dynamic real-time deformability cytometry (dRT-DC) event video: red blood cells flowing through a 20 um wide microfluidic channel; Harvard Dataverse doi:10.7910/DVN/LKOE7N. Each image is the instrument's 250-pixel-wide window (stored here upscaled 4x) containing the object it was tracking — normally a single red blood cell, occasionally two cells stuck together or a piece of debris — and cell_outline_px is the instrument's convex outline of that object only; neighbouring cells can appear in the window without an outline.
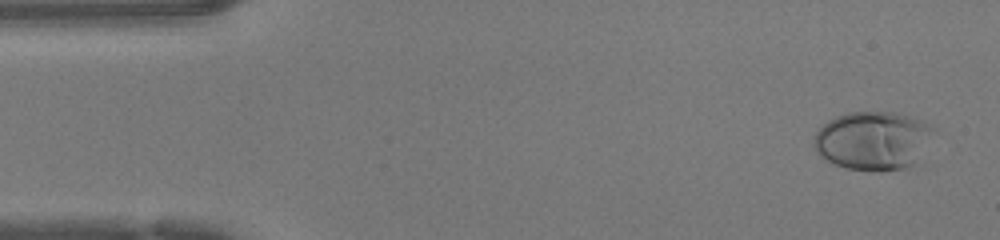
{"species": "human", "species_latin": "Homo sapiens", "temperature_condition": "warm", "stored_images_in_passage": 47, "camera_frame_rate_fps": 3000, "um_per_image_px": 0.085, "donor": {"sex": "female"}, "frame": {"image": 1, "passage_image": 2, "time_ms": 0.333, "image_size_px": [1000, 240], "cell_outline_px": [[936, 128], [912, 164], [904, 168], [880, 172], [848, 168], [836, 164], [820, 156], [816, 152], [812, 144], [812, 140], [816, 132], [828, 120], [836, 116], [848, 112], [896, 112], [912, 116], [924, 120]], "centroid_in_image_um": [74.16, 11.92], "position_along_channel_um": 10.8, "area_um2": 40.75}}
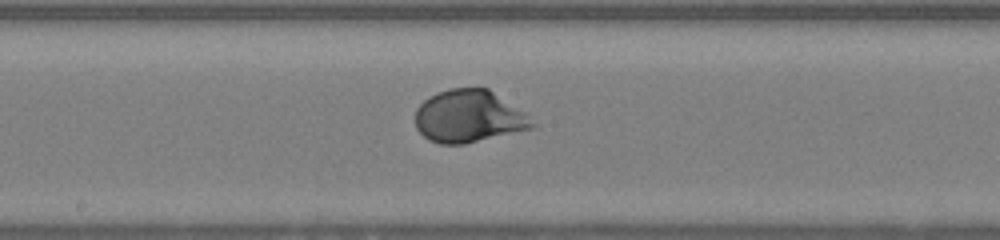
{"frame": {"image": 2, "passage_image": 24, "time_ms": 7.667, "image_size_px": [1000, 240], "cell_outline_px": [[536, 128], [464, 144], [440, 144], [428, 140], [416, 128], [416, 108], [428, 96], [436, 92], [448, 88], [488, 88], [524, 112], [536, 124]], "centroid_in_image_um": [39.84, 9.9], "position_along_channel_um": 208.4, "area_um2": 35.89}}
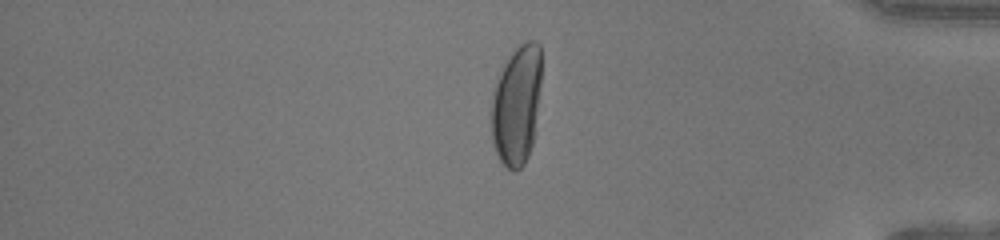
{"frame": {"image": 3, "passage_image": 39, "time_ms": 12.667, "image_size_px": [1000, 240], "cell_outline_px": [[540, 84], [536, 132], [528, 156], [524, 164], [516, 172], [512, 172], [500, 160], [492, 144], [488, 116], [492, 96], [500, 72], [508, 56], [520, 44], [528, 40], [536, 40], [540, 44]], "centroid_in_image_um": [43.88, 8.97], "position_along_channel_um": 391.3, "area_um2": 35.78}, "authors_computed_cell_mechanics": {"area_um2": 35.8938, "velocity_mm_per_s": 4.2551, "shape_relaxation_time_tau1_ms": 3.1946, "shape_relaxation_time_tau2_ms": null, "deformation_change_tau1": 0.2119, "deformation_change_tau2": null}}